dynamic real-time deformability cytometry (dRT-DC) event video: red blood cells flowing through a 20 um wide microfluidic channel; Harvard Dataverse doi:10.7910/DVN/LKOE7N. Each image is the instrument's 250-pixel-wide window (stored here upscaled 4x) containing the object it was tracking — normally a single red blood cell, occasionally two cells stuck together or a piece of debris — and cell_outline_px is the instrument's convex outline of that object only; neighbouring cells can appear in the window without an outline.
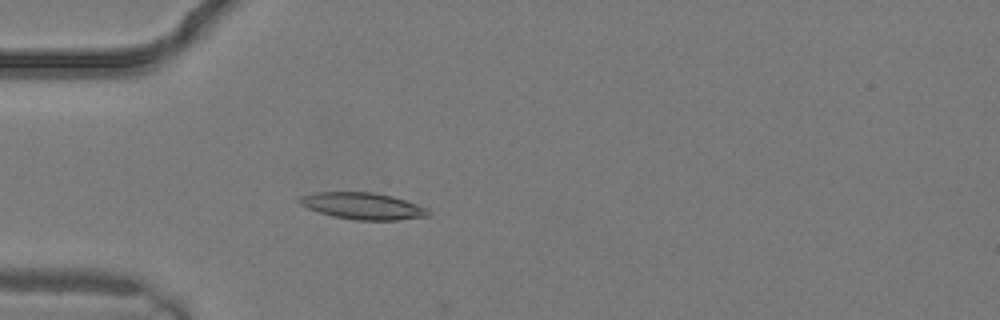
{"species": "common noctule bat (a hibernating species)", "species_latin": "Nyctalus noctula", "temperature_condition": "warm", "stored_images_in_passage": 2, "camera_frame_rate_fps": 3000, "um_per_image_px": 0.085, "animal": {"sex": "male", "body_mass_g": 19.2, "forearm_length_mm": 51.8}, "frame": {"image": 1, "passage_image": 2, "time_ms": 0.333, "image_size_px": [1000, 320], "cell_outline_px": [[432, 212], [428, 216], [400, 220], [356, 220], [332, 216], [308, 208], [300, 204], [296, 200], [300, 196], [312, 192], [372, 192], [392, 196], [428, 208]], "centroid_in_image_um": [30.83, 17.51], "position_along_channel_um": 54.2, "area_um2": 20.11}}